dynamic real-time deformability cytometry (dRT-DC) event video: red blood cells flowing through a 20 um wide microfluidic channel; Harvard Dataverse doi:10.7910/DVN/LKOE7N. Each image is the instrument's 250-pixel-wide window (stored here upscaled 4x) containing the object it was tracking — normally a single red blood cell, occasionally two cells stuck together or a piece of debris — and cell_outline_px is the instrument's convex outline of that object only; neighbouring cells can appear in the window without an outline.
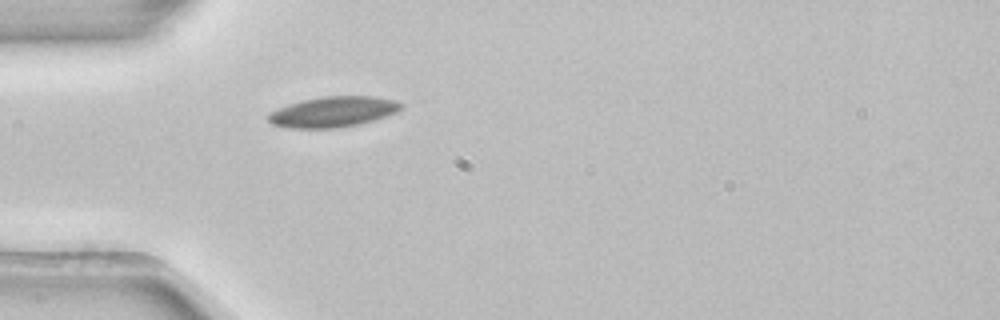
{"species": "common noctule bat (a hibernating species)", "species_latin": "Nyctalus noctula", "temperature_condition": "room temperature", "stored_images_in_passage": 1, "camera_frame_rate_fps": 3000, "um_per_image_px": 0.085, "animal": {"sex": "female", "body_mass_g": 22.7, "forearm_length_mm": 54.2}, "frame": {"image": 1, "passage_image": 1, "time_ms": 0.0, "image_size_px": [1000, 320], "cell_outline_px": [[404, 108], [396, 112], [360, 124], [340, 128], [284, 128], [272, 124], [268, 120], [268, 112], [288, 104], [320, 96], [376, 96], [396, 100], [404, 104]], "centroid_in_image_um": [28.31, 9.5], "position_along_channel_um": 56.7, "area_um2": 23.87}}